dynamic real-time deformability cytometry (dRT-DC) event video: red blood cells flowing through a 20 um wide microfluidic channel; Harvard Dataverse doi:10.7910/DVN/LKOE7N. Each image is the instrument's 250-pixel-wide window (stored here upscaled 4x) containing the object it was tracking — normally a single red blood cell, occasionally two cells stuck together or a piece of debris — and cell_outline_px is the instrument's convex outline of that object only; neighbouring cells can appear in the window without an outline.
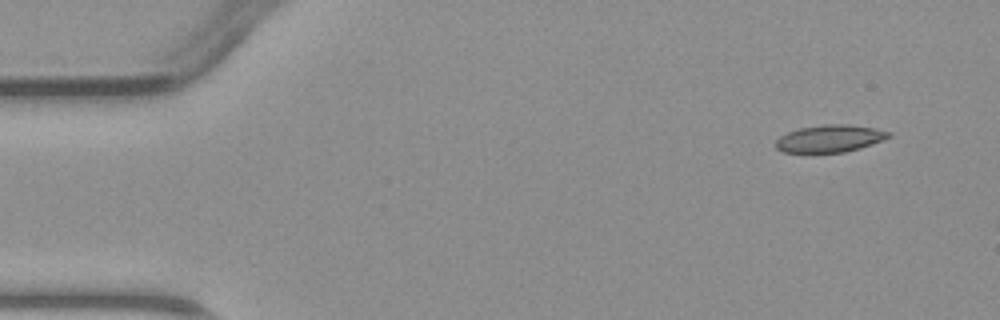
{"species": "common noctule bat (a hibernating species)", "species_latin": "Nyctalus noctula", "temperature_condition": "warm", "stored_images_in_passage": 6, "camera_frame_rate_fps": 3000, "um_per_image_px": 0.085, "animal": {"sex": "male", "body_mass_g": 23.1, "forearm_length_mm": 52.7}, "frame": {"image": 1, "passage_image": 1, "time_ms": 0.0, "image_size_px": [1000, 320], "cell_outline_px": [[892, 136], [860, 148], [844, 152], [784, 152], [776, 148], [776, 140], [780, 136], [788, 132], [800, 128], [824, 124], [848, 124], [876, 128], [892, 132]], "centroid_in_image_um": [70.56, 11.76], "position_along_channel_um": 14.4, "area_um2": 17.86}}
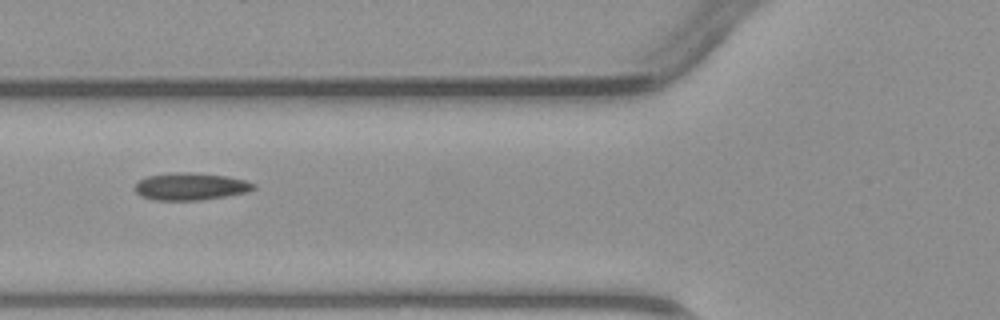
{"frame": {"image": 2, "passage_image": 5, "time_ms": 4.667, "image_size_px": [1000, 320], "cell_outline_px": [[256, 188], [248, 192], [200, 200], [156, 200], [140, 196], [136, 192], [136, 184], [140, 180], [148, 176], [172, 172], [188, 172], [228, 176], [244, 180], [256, 184]], "centroid_in_image_um": [16.22, 15.84], "position_along_channel_um": 109.6, "area_um2": 18.79}}
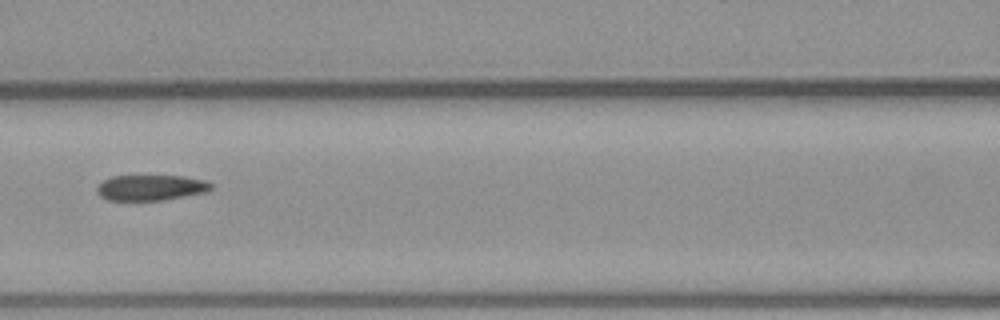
{"frame": {"image": 3, "passage_image": 6, "time_ms": 5.667, "image_size_px": [1000, 320], "cell_outline_px": [[212, 188], [208, 192], [160, 200], [108, 200], [100, 196], [96, 192], [96, 188], [104, 180], [112, 176], [184, 176], [204, 180], [212, 184]], "centroid_in_image_um": [12.82, 15.95], "position_along_channel_um": 153.8, "area_um2": 16.94}}